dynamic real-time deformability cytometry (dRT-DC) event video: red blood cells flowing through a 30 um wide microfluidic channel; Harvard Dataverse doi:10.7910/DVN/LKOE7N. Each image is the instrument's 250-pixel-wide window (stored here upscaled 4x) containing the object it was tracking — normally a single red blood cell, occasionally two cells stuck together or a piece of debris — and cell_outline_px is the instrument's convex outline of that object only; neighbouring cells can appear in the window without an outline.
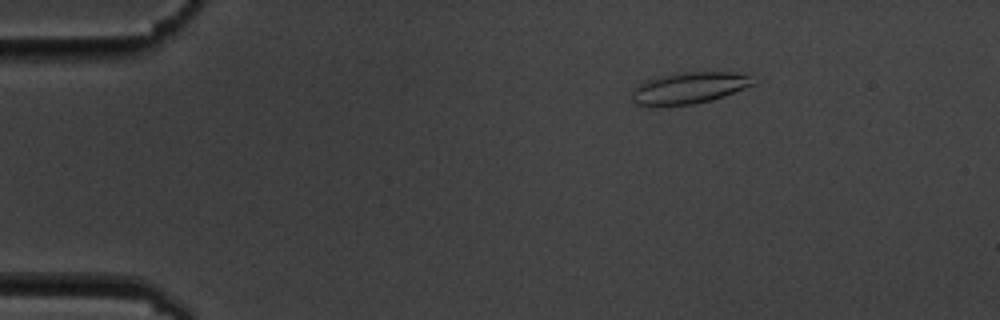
{"species": "common noctule bat (a hibernating species)", "species_latin": "Nyctalus noctula", "temperature_condition": "cold", "stored_images_in_passage": 5, "camera_frame_rate_fps": 3000, "um_per_image_px": 0.085, "animal": {"sex": "male", "body_mass_g": 19.5, "forearm_length_mm": 54.6}, "frame": {"image": 1, "passage_image": 3, "time_ms": 2.667, "image_size_px": [1000, 320], "cell_outline_px": [[756, 84], [724, 96], [712, 100], [692, 104], [636, 104], [632, 100], [632, 92], [644, 80], [676, 72], [728, 72], [752, 76]], "centroid_in_image_um": [58.62, 7.44], "position_along_channel_um": 26.4, "area_um2": 21.85}}